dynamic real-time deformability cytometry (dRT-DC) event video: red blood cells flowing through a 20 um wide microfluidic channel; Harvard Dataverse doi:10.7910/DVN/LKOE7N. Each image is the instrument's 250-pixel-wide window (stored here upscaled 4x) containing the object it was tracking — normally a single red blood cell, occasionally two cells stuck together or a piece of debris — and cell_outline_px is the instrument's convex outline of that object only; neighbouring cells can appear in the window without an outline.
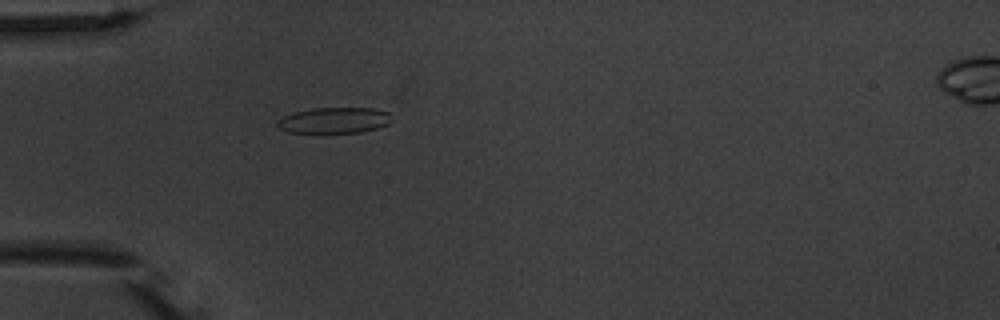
{"species": "common noctule bat (a hibernating species)", "species_latin": "Nyctalus noctula", "temperature_condition": "warm", "stored_images_in_passage": 4, "camera_frame_rate_fps": 3000, "um_per_image_px": 0.085, "animal": {"sex": "male", "body_mass_g": 20.1, "forearm_length_mm": 53.5}, "frame": {"image": 1, "passage_image": 4, "time_ms": 4.667, "image_size_px": [1000, 320], "cell_outline_px": [[392, 120], [388, 124], [376, 128], [360, 132], [288, 132], [280, 128], [276, 124], [276, 120], [284, 116], [296, 112], [312, 108], [372, 108], [388, 112]], "centroid_in_image_um": [28.41, 10.22], "position_along_channel_um": 56.6, "area_um2": 16.99}}